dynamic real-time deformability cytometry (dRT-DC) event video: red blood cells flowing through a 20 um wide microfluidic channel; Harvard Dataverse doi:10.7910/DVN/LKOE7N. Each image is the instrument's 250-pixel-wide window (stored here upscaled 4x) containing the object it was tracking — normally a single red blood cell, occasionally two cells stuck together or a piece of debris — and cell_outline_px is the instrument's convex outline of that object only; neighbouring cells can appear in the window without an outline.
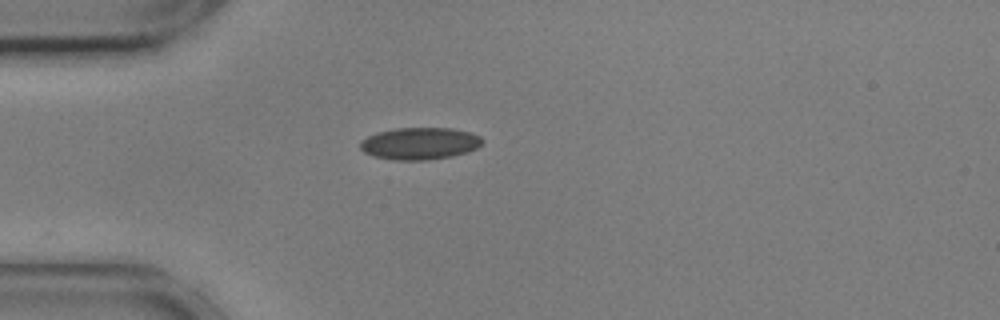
{"species": "common noctule bat (a hibernating species)", "species_latin": "Nyctalus noctula", "temperature_condition": "cold", "stored_images_in_passage": 41, "camera_frame_rate_fps": 3000, "um_per_image_px": 0.085, "animal": {"sex": "male", "body_mass_g": 17.9, "forearm_length_mm": 54.2}, "frame": {"image": 1, "passage_image": 1, "time_ms": 0.0, "image_size_px": [1000, 320], "cell_outline_px": [[484, 140], [476, 148], [468, 152], [452, 156], [428, 160], [392, 160], [376, 156], [364, 152], [360, 148], [360, 140], [376, 132], [396, 128], [452, 128], [468, 132], [480, 136]], "centroid_in_image_um": [35.66, 12.19], "position_along_channel_um": 49.3, "area_um2": 22.83}}
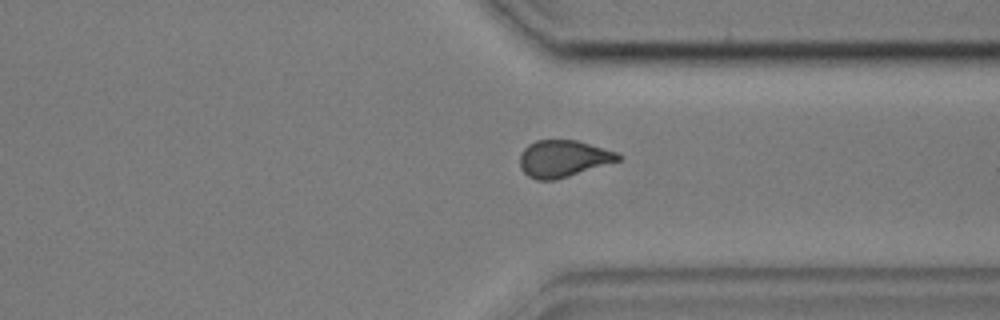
{"frame": {"image": 2, "passage_image": 28, "time_ms": 9.0, "image_size_px": [1000, 320], "cell_outline_px": [[624, 156], [620, 160], [556, 180], [536, 180], [528, 176], [520, 168], [520, 152], [528, 144], [536, 140], [576, 140], [616, 152]], "centroid_in_image_um": [47.84, 13.48], "position_along_channel_um": 363.6, "area_um2": 21.1}}
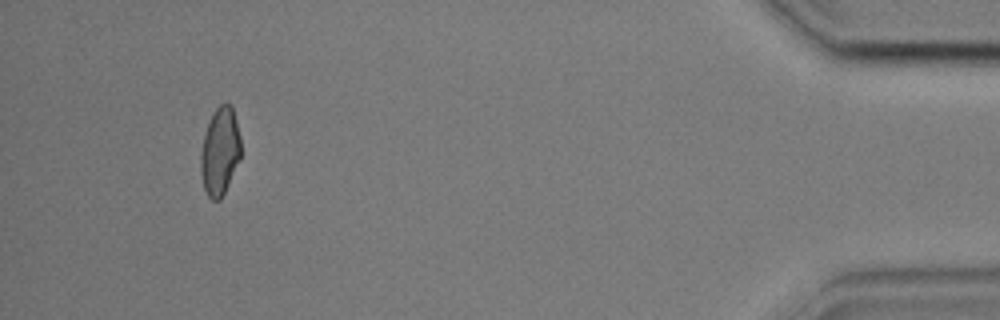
{"frame": {"image": 3, "passage_image": 38, "time_ms": 12.333, "image_size_px": [1000, 320], "cell_outline_px": [[240, 160], [220, 200], [212, 200], [208, 196], [204, 188], [200, 172], [200, 156], [204, 136], [212, 112], [220, 104], [232, 104], [240, 136]], "centroid_in_image_um": [18.69, 12.86], "position_along_channel_um": 416.5, "area_um2": 20.46}, "authors_computed_cell_mechanics": {"area_um2": 21.675, "velocity_mm_per_s": 3.6111, "shape_relaxation_time_tau1_ms": 9.5532, "shape_relaxation_time_tau2_ms": 0.9297, "deformation_change_tau1": 0.1495, "deformation_change_tau2": 0.0619}}